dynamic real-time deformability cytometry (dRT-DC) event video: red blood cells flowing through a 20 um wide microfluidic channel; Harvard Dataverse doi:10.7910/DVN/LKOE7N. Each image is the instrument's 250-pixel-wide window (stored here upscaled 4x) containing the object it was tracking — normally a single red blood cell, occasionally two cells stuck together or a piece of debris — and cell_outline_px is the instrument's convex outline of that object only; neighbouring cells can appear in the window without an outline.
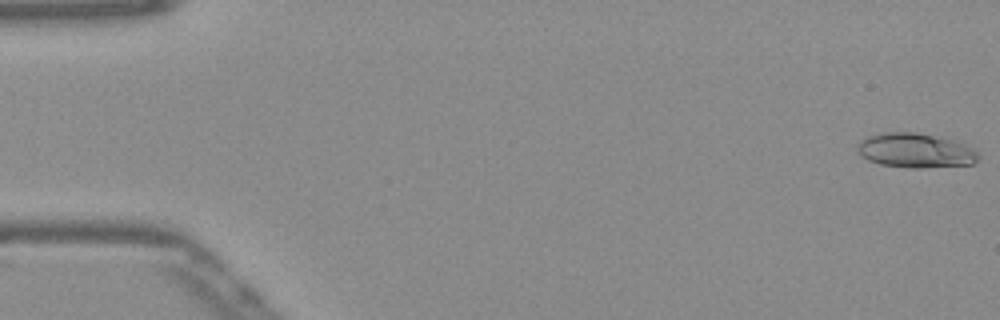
{"species": "Egyptian fruit bat (a non-hibernating species)", "species_latin": "Rousettus aegyptiacus", "temperature_condition": "warm", "stored_images_in_passage": 52, "camera_frame_rate_fps": 3000, "um_per_image_px": 0.085, "frame": {"image": 1, "passage_image": 1, "time_ms": 0.0, "image_size_px": [1000, 320], "cell_outline_px": [[980, 156], [972, 164], [924, 168], [908, 168], [880, 164], [868, 160], [860, 156], [856, 148], [856, 144], [860, 140], [868, 136], [880, 132], [916, 132], [952, 140], [964, 144], [972, 148]], "centroid_in_image_um": [77.75, 12.79], "position_along_channel_um": 7.3, "area_um2": 24.45}}
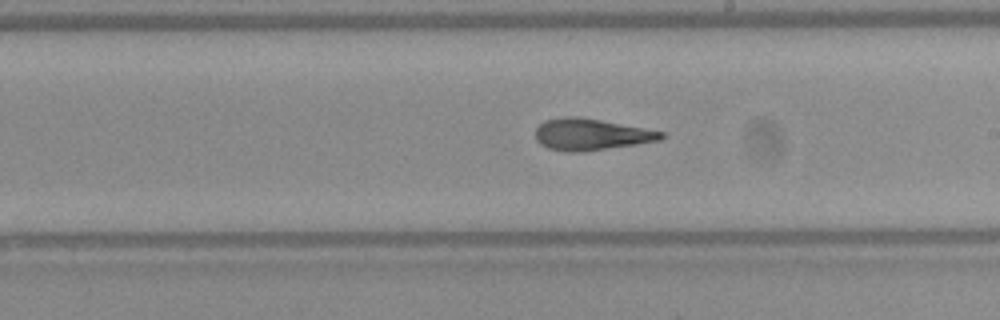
{"frame": {"image": 2, "passage_image": 30, "time_ms": 9.667, "image_size_px": [1000, 320], "cell_outline_px": [[664, 136], [660, 140], [636, 144], [580, 152], [568, 152], [548, 148], [540, 144], [536, 140], [536, 128], [544, 120], [564, 116], [576, 116], [600, 120], [664, 132]], "centroid_in_image_um": [50.18, 11.42], "position_along_channel_um": 238.8, "area_um2": 22.89}}
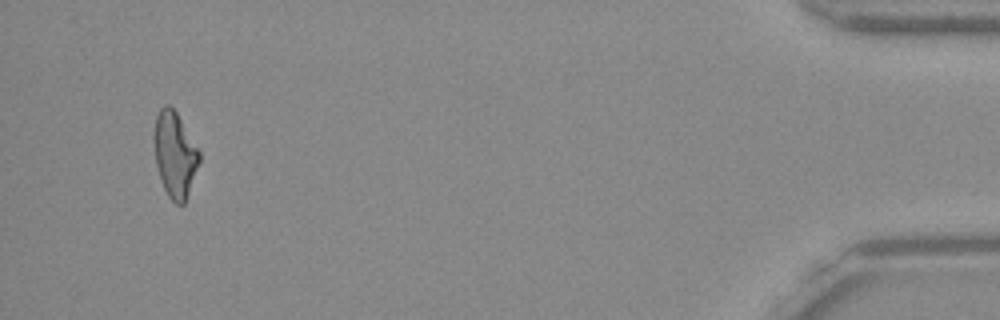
{"frame": {"image": 3, "passage_image": 50, "time_ms": 16.333, "image_size_px": [1000, 320], "cell_outline_px": [[200, 160], [184, 204], [176, 204], [168, 196], [164, 188], [156, 164], [152, 140], [152, 132], [156, 116], [160, 108], [164, 104], [168, 104], [176, 112], [200, 152]], "centroid_in_image_um": [14.82, 13.1], "position_along_channel_um": 420.4, "area_um2": 22.48}, "authors_computed_cell_mechanics": {"area_um2": 23.0044, "velocity_mm_per_s": 3.9005, "shape_relaxation_time_tau1_ms": 9.0365, "shape_relaxation_time_tau2_ms": 2.2801, "deformation_change_tau1": 0.2582, "deformation_change_tau2": 0.1081}}